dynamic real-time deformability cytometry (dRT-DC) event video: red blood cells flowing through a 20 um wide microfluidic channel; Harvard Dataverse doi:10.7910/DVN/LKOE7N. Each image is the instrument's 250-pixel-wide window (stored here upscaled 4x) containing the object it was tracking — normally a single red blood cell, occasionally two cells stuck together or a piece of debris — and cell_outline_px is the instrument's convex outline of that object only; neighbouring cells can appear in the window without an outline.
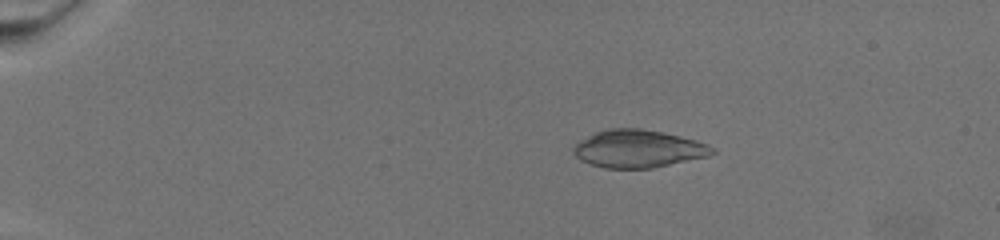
{"species": "common noctule bat (a hibernating species)", "species_latin": "Nyctalus noctula", "temperature_condition": "warm", "stored_images_in_passage": 59, "camera_frame_rate_fps": 3000, "um_per_image_px": 0.085, "animal": {"sex": "female", "body_mass_g": 19.5, "forearm_length_mm": 54.1}, "frame": {"image": 1, "passage_image": 2, "time_ms": 0.333, "image_size_px": [1000, 240], "cell_outline_px": [[716, 152], [708, 156], [652, 168], [604, 168], [588, 164], [580, 160], [572, 152], [572, 148], [580, 140], [596, 132], [608, 128], [640, 128], [664, 132], [696, 140], [708, 144]], "centroid_in_image_um": [54.22, 12.64], "position_along_channel_um": 30.8, "area_um2": 30.52}}
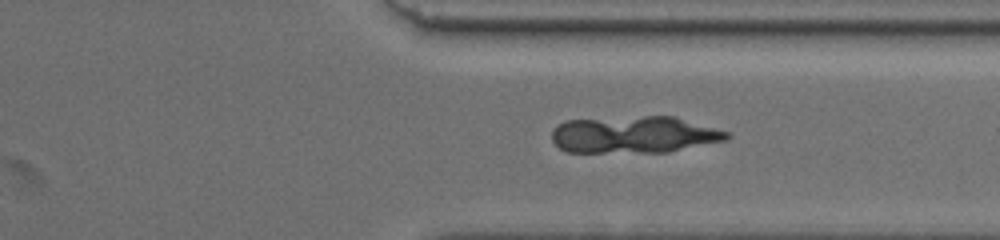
{"frame": {"image": 2, "passage_image": 44, "time_ms": 14.333, "image_size_px": [1000, 240], "cell_outline_px": [[732, 136], [728, 140], [668, 152], [568, 152], [560, 148], [552, 140], [552, 132], [556, 124], [564, 120], [644, 116], [672, 116], [728, 132]], "centroid_in_image_um": [53.88, 11.45], "position_along_channel_um": 357.5, "area_um2": 37.63}}
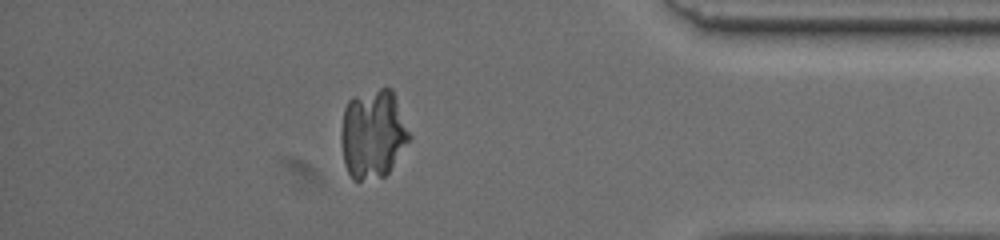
{"frame": {"image": 3, "passage_image": 51, "time_ms": 16.667, "image_size_px": [1000, 240], "cell_outline_px": [[412, 136], [388, 172], [384, 176], [360, 180], [352, 180], [344, 164], [340, 140], [340, 132], [344, 108], [348, 100], [352, 96], [380, 88], [392, 88]], "centroid_in_image_um": [31.68, 11.36], "position_along_channel_um": 403.5, "area_um2": 35.6}}